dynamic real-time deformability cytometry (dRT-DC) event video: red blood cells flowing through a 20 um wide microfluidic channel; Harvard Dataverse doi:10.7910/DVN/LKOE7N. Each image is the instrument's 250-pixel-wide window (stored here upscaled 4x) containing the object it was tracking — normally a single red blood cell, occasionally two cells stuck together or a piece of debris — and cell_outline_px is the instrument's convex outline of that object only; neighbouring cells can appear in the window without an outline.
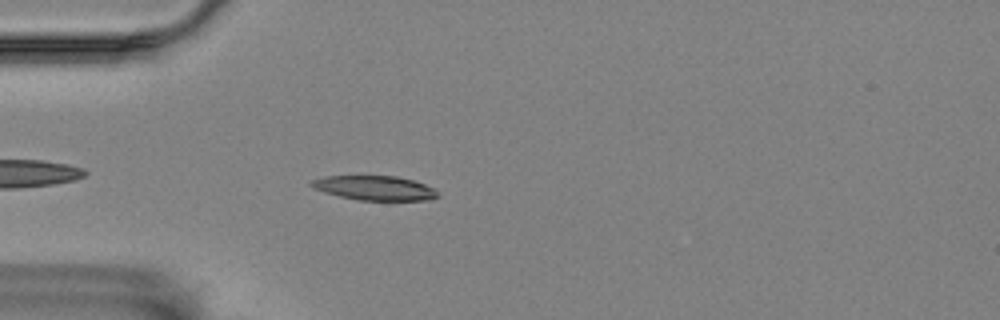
{"species": "Egyptian fruit bat (a non-hibernating species)", "species_latin": "Rousettus aegyptiacus", "temperature_condition": "room temperature", "stored_images_in_passage": 3, "camera_frame_rate_fps": 3000, "um_per_image_px": 0.085, "animal": {"sex": "female"}, "frame": {"image": 1, "passage_image": 3, "time_ms": 0.667, "image_size_px": [1000, 320], "cell_outline_px": [[440, 196], [428, 200], [360, 200], [340, 196], [324, 192], [312, 188], [308, 184], [312, 180], [324, 176], [396, 176], [412, 180], [424, 184], [432, 188]], "centroid_in_image_um": [31.8, 15.97], "position_along_channel_um": 53.2, "area_um2": 17.86}}